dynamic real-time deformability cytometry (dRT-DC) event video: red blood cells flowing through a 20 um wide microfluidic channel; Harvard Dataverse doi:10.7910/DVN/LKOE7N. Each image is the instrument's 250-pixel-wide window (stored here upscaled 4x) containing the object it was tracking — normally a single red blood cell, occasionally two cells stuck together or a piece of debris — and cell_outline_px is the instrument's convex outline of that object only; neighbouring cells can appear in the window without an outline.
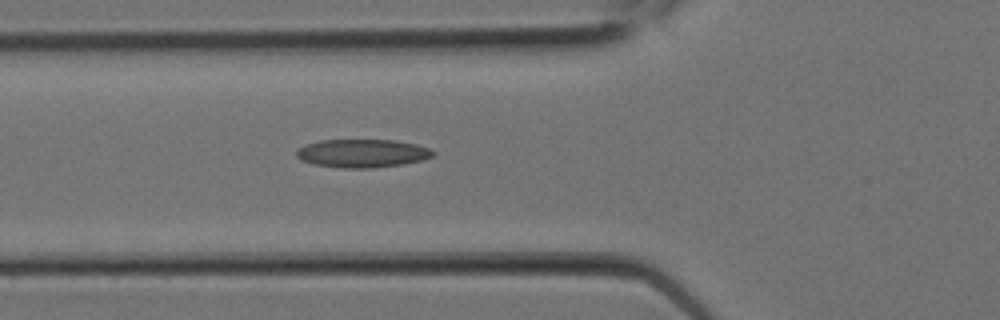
{"species": "Egyptian fruit bat (a non-hibernating species)", "species_latin": "Rousettus aegyptiacus", "temperature_condition": "room temperature", "stored_images_in_passage": 8, "camera_frame_rate_fps": 3000, "um_per_image_px": 0.085, "animal": {"sex": "female"}, "frame": {"image": 1, "passage_image": 8, "time_ms": 2.333, "image_size_px": [1000, 320], "cell_outline_px": [[436, 152], [432, 156], [424, 160], [400, 164], [372, 168], [340, 168], [312, 164], [300, 160], [296, 156], [296, 148], [304, 144], [320, 140], [392, 140], [416, 144], [428, 148]], "centroid_in_image_um": [30.74, 13.03], "position_along_channel_um": 95.1, "area_um2": 22.66}}